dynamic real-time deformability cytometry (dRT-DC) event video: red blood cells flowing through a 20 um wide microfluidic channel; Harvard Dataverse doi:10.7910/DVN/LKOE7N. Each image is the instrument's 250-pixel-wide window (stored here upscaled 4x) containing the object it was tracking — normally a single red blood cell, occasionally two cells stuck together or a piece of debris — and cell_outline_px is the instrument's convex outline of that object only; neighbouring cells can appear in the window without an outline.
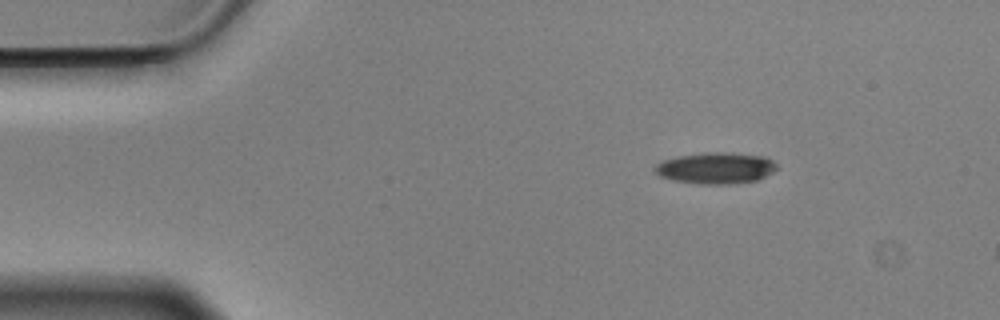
{"species": "Egyptian fruit bat (a non-hibernating species)", "species_latin": "Rousettus aegyptiacus", "temperature_condition": "cold", "stored_images_in_passage": 3, "camera_frame_rate_fps": 3000, "um_per_image_px": 0.085, "animal": {"sex": "male"}, "frame": {"image": 1, "passage_image": 1, "time_ms": 0.0, "image_size_px": [1000, 320], "cell_outline_px": [[776, 168], [772, 172], [756, 180], [732, 184], [696, 184], [672, 180], [660, 176], [652, 168], [656, 164], [664, 160], [676, 156], [704, 152], [728, 152], [764, 156], [772, 160], [776, 164]], "centroid_in_image_um": [60.8, 14.28], "position_along_channel_um": 24.2, "area_um2": 22.37}}